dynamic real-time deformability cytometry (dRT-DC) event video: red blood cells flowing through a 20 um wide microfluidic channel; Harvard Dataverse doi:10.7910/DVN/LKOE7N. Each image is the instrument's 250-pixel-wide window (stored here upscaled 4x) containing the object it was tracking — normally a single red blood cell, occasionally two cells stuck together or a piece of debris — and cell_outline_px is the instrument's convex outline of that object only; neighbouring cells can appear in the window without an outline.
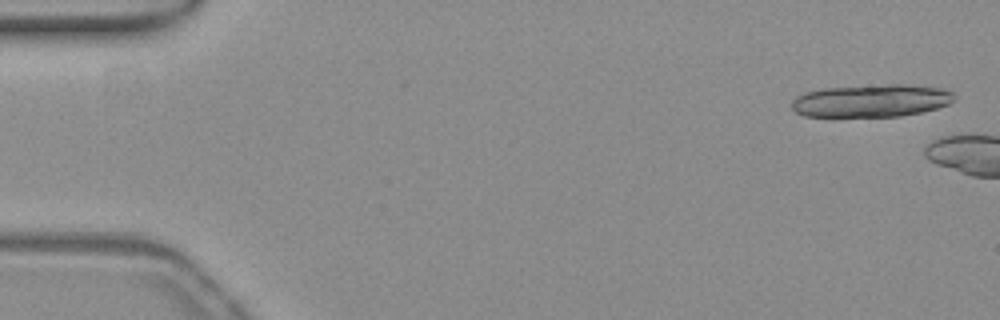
{"species": "common noctule bat (a hibernating species)", "species_latin": "Nyctalus noctula", "temperature_condition": "warm", "stored_images_in_passage": 6, "camera_frame_rate_fps": 3000, "um_per_image_px": 0.085, "animal": {"sex": "female", "body_mass_g": 19.3, "forearm_length_mm": 54.1}, "frame": {"image": 1, "passage_image": 2, "time_ms": 0.333, "image_size_px": [1000, 320], "cell_outline_px": [[956, 100], [948, 104], [936, 108], [920, 112], [900, 116], [804, 116], [796, 112], [792, 108], [792, 100], [796, 96], [804, 92], [824, 88], [888, 84], [904, 84], [940, 88], [952, 92], [956, 96]], "centroid_in_image_um": [74.06, 8.55], "position_along_channel_um": 10.9, "area_um2": 30.87}}